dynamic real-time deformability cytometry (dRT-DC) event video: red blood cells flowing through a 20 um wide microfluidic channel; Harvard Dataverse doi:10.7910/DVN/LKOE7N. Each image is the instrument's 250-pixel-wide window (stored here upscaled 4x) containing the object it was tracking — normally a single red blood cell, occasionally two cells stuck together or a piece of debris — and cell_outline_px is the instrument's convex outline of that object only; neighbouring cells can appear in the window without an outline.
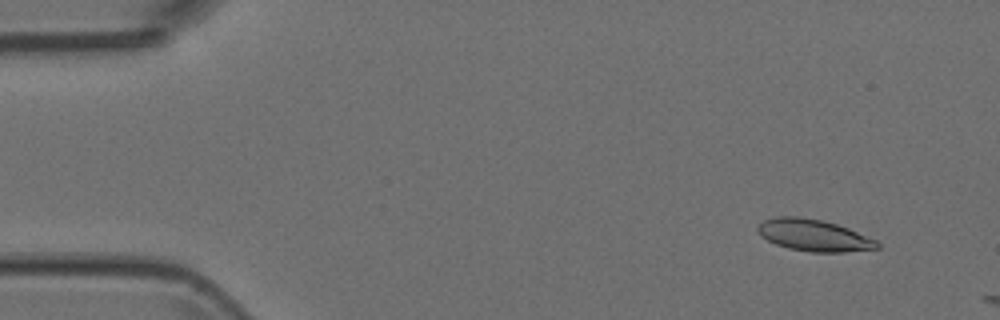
{"species": "Egyptian fruit bat (a non-hibernating species)", "species_latin": "Rousettus aegyptiacus", "temperature_condition": "room temperature", "stored_images_in_passage": 3, "camera_frame_rate_fps": 3000, "um_per_image_px": 0.085, "animal": {"sex": "female"}, "frame": {"image": 1, "passage_image": 2, "time_ms": 0.333, "image_size_px": [1000, 320], "cell_outline_px": [[880, 248], [844, 252], [812, 252], [788, 248], [776, 244], [760, 236], [756, 232], [756, 228], [764, 220], [776, 216], [796, 216], [820, 220], [836, 224], [848, 228], [876, 240], [880, 244]], "centroid_in_image_um": [69.15, 20.0], "position_along_channel_um": 15.9, "area_um2": 22.02}}